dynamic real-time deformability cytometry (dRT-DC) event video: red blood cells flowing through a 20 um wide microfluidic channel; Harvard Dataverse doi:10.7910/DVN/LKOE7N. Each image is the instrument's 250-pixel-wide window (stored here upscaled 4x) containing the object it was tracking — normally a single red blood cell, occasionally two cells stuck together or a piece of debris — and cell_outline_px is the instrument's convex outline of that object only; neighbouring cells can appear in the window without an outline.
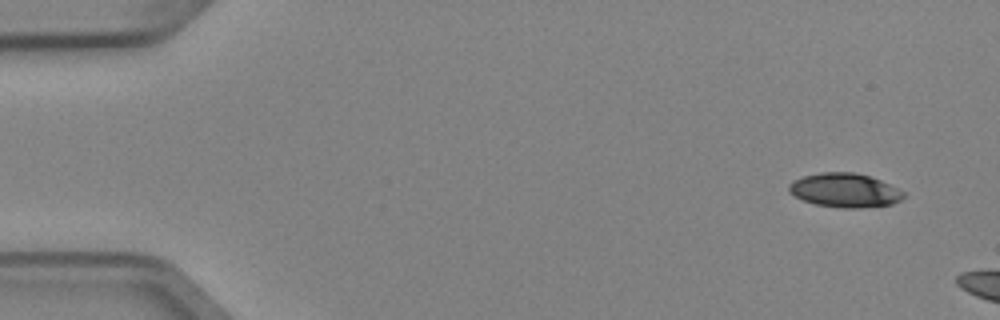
{"species": "Egyptian fruit bat (a non-hibernating species)", "species_latin": "Rousettus aegyptiacus", "temperature_condition": "cold", "stored_images_in_passage": 3, "camera_frame_rate_fps": 3000, "um_per_image_px": 0.085, "animal": {"sex": "female"}, "frame": {"image": 1, "passage_image": 1, "time_ms": 0.0, "image_size_px": [1000, 320], "cell_outline_px": [[904, 196], [900, 200], [892, 204], [860, 208], [840, 208], [816, 204], [804, 200], [788, 192], [788, 184], [804, 176], [820, 172], [856, 172], [880, 180], [904, 192]], "centroid_in_image_um": [71.79, 16.17], "position_along_channel_um": 13.2, "area_um2": 22.54}}